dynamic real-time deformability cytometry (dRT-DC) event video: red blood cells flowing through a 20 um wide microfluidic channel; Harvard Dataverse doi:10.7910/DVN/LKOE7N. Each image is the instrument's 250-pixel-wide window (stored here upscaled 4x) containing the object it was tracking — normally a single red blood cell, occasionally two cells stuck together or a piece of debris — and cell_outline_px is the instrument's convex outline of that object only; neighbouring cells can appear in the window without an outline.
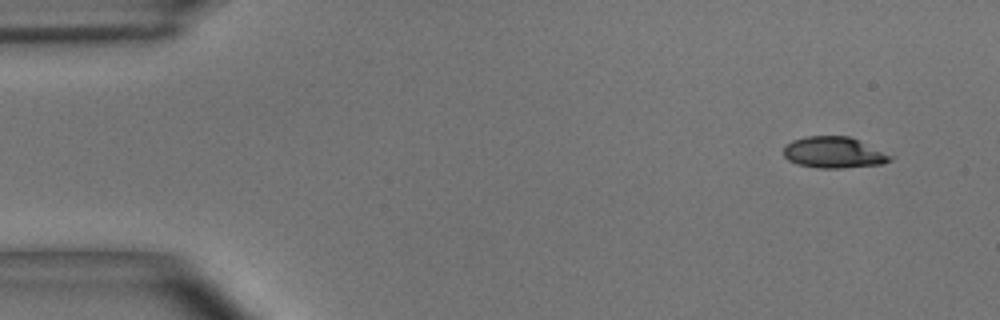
{"species": "common noctule bat (a hibernating species)", "species_latin": "Nyctalus noctula", "temperature_condition": "room temperature", "stored_images_in_passage": 3, "camera_frame_rate_fps": 3000, "um_per_image_px": 0.085, "animal": {"sex": "male", "body_mass_g": 15.6}, "frame": {"image": 1, "passage_image": 1, "time_ms": 0.0, "image_size_px": [1000, 320], "cell_outline_px": [[892, 160], [880, 164], [844, 168], [816, 168], [796, 164], [788, 160], [784, 156], [784, 148], [792, 140], [808, 136], [848, 136], [892, 156]], "centroid_in_image_um": [70.82, 12.97], "position_along_channel_um": 14.2, "area_um2": 19.13}}